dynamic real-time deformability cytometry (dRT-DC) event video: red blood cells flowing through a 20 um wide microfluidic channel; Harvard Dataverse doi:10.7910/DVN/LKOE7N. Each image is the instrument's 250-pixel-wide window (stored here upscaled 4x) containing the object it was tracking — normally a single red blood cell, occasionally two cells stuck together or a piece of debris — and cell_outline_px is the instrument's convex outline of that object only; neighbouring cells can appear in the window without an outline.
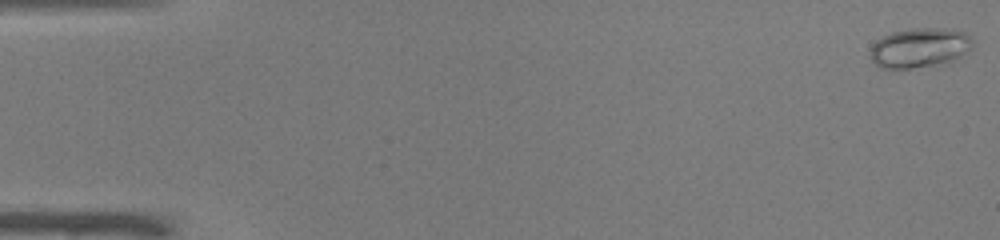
{"species": "common noctule bat (a hibernating species)", "species_latin": "Nyctalus noctula", "temperature_condition": "warm", "stored_images_in_passage": 51, "camera_frame_rate_fps": 3000, "um_per_image_px": 0.085, "animal": {"sex": "male", "body_mass_g": 19.0, "forearm_length_mm": 50.8}, "frame": {"image": 1, "passage_image": 1, "time_ms": 0.0, "image_size_px": [1000, 240], "cell_outline_px": [[972, 48], [952, 64], [912, 68], [880, 68], [872, 60], [868, 52], [872, 44], [876, 40], [892, 32], [912, 28], [952, 28], [964, 32], [972, 40]], "centroid_in_image_um": [78.2, 4.08], "position_along_channel_um": 6.8, "area_um2": 24.33}}
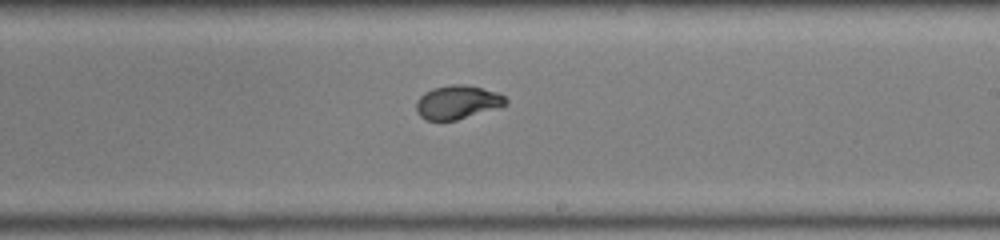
{"frame": {"image": 2, "passage_image": 31, "time_ms": 10.0, "image_size_px": [1000, 240], "cell_outline_px": [[508, 104], [456, 120], [424, 120], [416, 112], [416, 100], [424, 92], [432, 88], [452, 84], [464, 84], [496, 92], [504, 96], [508, 100]], "centroid_in_image_um": [38.83, 8.68], "position_along_channel_um": 250.2, "area_um2": 17.46}}
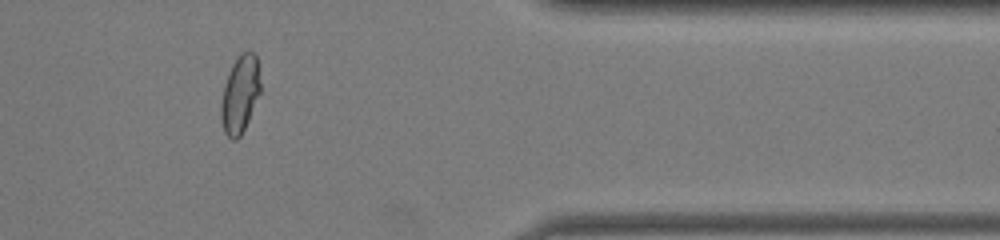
{"frame": {"image": 3, "passage_image": 43, "time_ms": 14.0, "image_size_px": [1000, 240], "cell_outline_px": [[260, 92], [248, 120], [240, 136], [236, 140], [232, 140], [224, 132], [220, 116], [220, 104], [224, 84], [228, 72], [236, 56], [240, 52], [252, 52], [256, 56], [260, 84]], "centroid_in_image_um": [20.37, 8.0], "position_along_channel_um": 391.0, "area_um2": 17.74}, "authors_computed_cell_mechanics": {"area_um2": 18.1492, "velocity_mm_per_s": 3.9887, "shape_relaxation_time_tau1_ms": 2.6935, "shape_relaxation_time_tau2_ms": null, "deformation_change_tau1": 0.1873, "deformation_change_tau2": null}}